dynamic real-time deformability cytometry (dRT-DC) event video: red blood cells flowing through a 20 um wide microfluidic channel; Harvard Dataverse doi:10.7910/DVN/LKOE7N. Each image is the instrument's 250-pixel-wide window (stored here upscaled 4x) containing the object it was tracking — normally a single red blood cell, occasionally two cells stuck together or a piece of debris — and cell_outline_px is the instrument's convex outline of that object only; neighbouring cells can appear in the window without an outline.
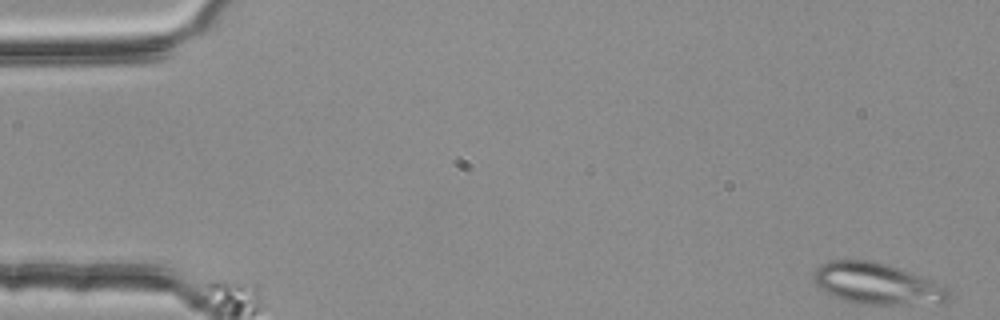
{"species": "common noctule bat (a hibernating species)", "species_latin": "Nyctalus noctula", "temperature_condition": "room temperature", "stored_images_in_passage": 52, "segment_of_instrument_passage": [1, 2], "camera_frame_rate_fps": 3000, "um_per_image_px": 0.085, "animal": {"sex": "female", "body_mass_g": 25.1}, "frame": {"image": 1, "passage_image": 1, "time_ms": 0.0, "image_size_px": [1000, 320], "cell_outline_px": [[948, 300], [940, 304], [864, 304], [844, 300], [824, 292], [816, 284], [812, 276], [812, 272], [820, 264], [828, 260], [872, 260], [932, 280], [948, 288]], "centroid_in_image_um": [74.51, 24.12], "position_along_channel_um": 10.5, "area_um2": 32.37}}